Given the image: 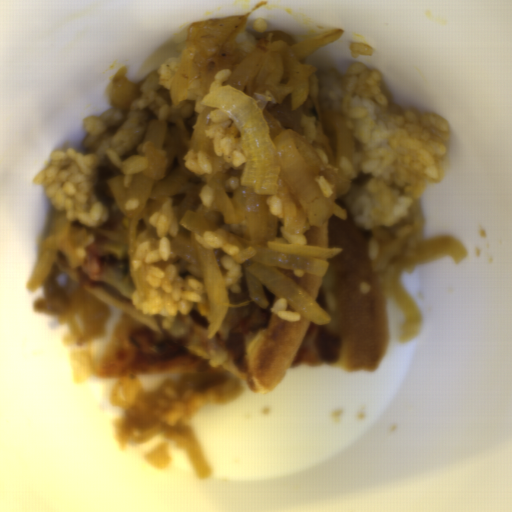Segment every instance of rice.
Segmentation results:
<instances>
[{"label": "rice", "mask_w": 512, "mask_h": 512, "mask_svg": "<svg viewBox=\"0 0 512 512\" xmlns=\"http://www.w3.org/2000/svg\"><path fill=\"white\" fill-rule=\"evenodd\" d=\"M316 78L320 108L343 118L354 132V163L340 161L350 185L334 206L364 232L373 268L385 269L416 250L422 228L418 201L428 184L442 179L449 125L434 111L400 109L382 72L364 62Z\"/></svg>", "instance_id": "1"}, {"label": "rice", "mask_w": 512, "mask_h": 512, "mask_svg": "<svg viewBox=\"0 0 512 512\" xmlns=\"http://www.w3.org/2000/svg\"><path fill=\"white\" fill-rule=\"evenodd\" d=\"M181 57L169 58L145 76L141 93L128 110L110 109L98 115L85 116L82 125L87 132L83 147L87 154L68 148L54 151L49 165L36 176L35 184L44 186L45 193L58 213L87 231L108 221L111 212L97 198L93 188L94 172L104 159L120 168L123 186H129L134 175L148 168V158L134 154L126 159L122 155L135 147L144 137L143 110H152L156 118L170 116L189 117L201 113L205 107L201 100L224 84L232 70H218L208 90L203 93L200 77L187 88L181 102L175 106L171 100V87Z\"/></svg>", "instance_id": "2"}, {"label": "rice", "mask_w": 512, "mask_h": 512, "mask_svg": "<svg viewBox=\"0 0 512 512\" xmlns=\"http://www.w3.org/2000/svg\"><path fill=\"white\" fill-rule=\"evenodd\" d=\"M155 233L136 252L138 279L132 303L138 311L155 317L188 314L208 297L201 268L175 252L171 241L180 232V218L169 200L150 216Z\"/></svg>", "instance_id": "3"}, {"label": "rice", "mask_w": 512, "mask_h": 512, "mask_svg": "<svg viewBox=\"0 0 512 512\" xmlns=\"http://www.w3.org/2000/svg\"><path fill=\"white\" fill-rule=\"evenodd\" d=\"M197 242L205 249L213 250L226 291H240L246 268L236 259L240 251L229 227L222 225L218 230L207 229Z\"/></svg>", "instance_id": "4"}, {"label": "rice", "mask_w": 512, "mask_h": 512, "mask_svg": "<svg viewBox=\"0 0 512 512\" xmlns=\"http://www.w3.org/2000/svg\"><path fill=\"white\" fill-rule=\"evenodd\" d=\"M209 118V126L204 131L212 140L213 152L231 167L242 166L245 158L237 123L227 113L216 108Z\"/></svg>", "instance_id": "5"}]
</instances>
